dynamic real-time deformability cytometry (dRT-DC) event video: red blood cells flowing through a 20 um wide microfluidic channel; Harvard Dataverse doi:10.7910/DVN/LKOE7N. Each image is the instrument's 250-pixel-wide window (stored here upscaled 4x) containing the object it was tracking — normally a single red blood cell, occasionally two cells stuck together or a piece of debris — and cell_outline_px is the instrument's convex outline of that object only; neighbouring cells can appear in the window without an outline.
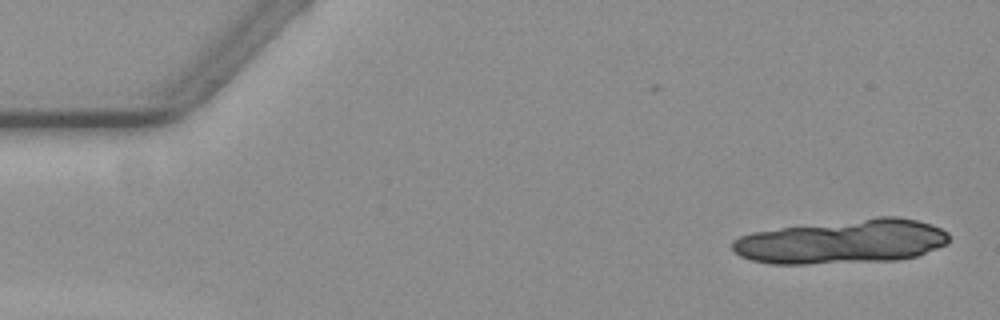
{"species": "common noctule bat (a hibernating species)", "species_latin": "Nyctalus noctula", "temperature_condition": "warm", "stored_images_in_passage": 2, "camera_frame_rate_fps": 3000, "um_per_image_px": 0.085, "animal": {"sex": "female", "body_mass_g": 19.3, "forearm_length_mm": 54.1}, "frame": {"image": 1, "passage_image": 1, "time_ms": 0.0, "image_size_px": [1000, 320], "cell_outline_px": [[124, 268], [104, 272], [100, 272], [24, 268], [16, 256], [16, 252], [56, 252], [124, 256]], "centroid_in_image_um": [6.0, 22.23], "position_along_channel_um": 79.0, "area_um2": 12.66}}